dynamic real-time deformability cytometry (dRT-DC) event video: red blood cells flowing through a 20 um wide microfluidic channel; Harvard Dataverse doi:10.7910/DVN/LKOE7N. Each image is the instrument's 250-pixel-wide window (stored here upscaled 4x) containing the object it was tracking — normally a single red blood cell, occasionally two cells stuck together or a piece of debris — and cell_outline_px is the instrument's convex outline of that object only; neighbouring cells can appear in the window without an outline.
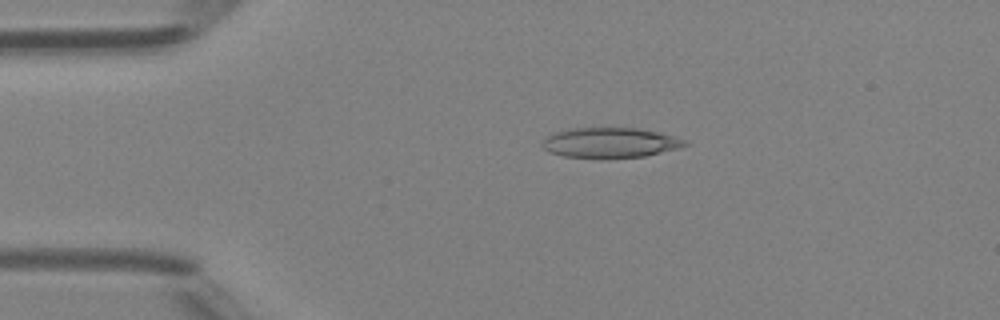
{"species": "Egyptian fruit bat (a non-hibernating species)", "species_latin": "Rousettus aegyptiacus", "temperature_condition": "room temperature", "stored_images_in_passage": 3, "camera_frame_rate_fps": 3000, "um_per_image_px": 0.085, "animal": {"sex": "female"}, "frame": {"image": 1, "passage_image": 2, "time_ms": 1.0, "image_size_px": [1000, 320], "cell_outline_px": [[688, 144], [680, 148], [644, 156], [604, 160], [564, 156], [548, 152], [540, 144], [548, 136], [556, 132], [572, 128], [636, 128], [656, 132], [688, 140]], "centroid_in_image_um": [51.85, 12.16], "position_along_channel_um": 33.1, "area_um2": 25.37}}